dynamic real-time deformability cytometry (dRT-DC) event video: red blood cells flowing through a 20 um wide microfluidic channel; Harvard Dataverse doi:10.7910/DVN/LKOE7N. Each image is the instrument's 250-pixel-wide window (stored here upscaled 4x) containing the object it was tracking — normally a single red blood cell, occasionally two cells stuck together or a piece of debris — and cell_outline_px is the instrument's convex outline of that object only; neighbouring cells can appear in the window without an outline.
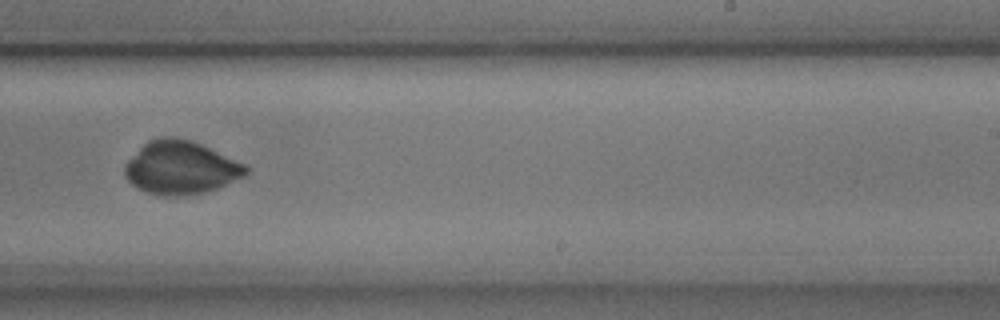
{"species": "common noctule bat (a hibernating species)", "species_latin": "Nyctalus noctula", "temperature_condition": "cold", "stored_images_in_passage": 11, "camera_frame_rate_fps": 3000, "um_per_image_px": 0.085, "animal": {"sex": "male", "body_mass_g": 17.9, "forearm_length_mm": 54.2}, "frame": {"image": 1, "passage_image": 8, "time_ms": 2.333, "image_size_px": [1000, 320], "cell_outline_px": [[248, 172], [244, 176], [216, 188], [204, 192], [176, 196], [168, 196], [148, 192], [132, 184], [124, 176], [124, 164], [148, 140], [160, 136], [172, 136], [192, 140], [244, 164], [248, 168]], "centroid_in_image_um": [15.33, 14.23], "position_along_channel_um": 273.7, "area_um2": 37.11}}
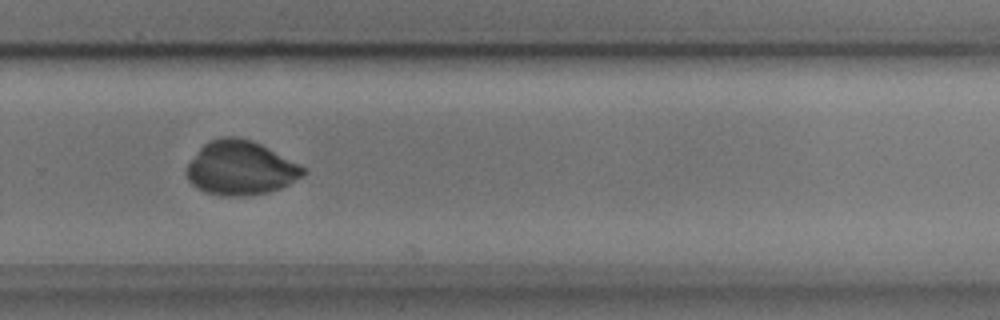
{"frame": {"image": 2, "passage_image": 9, "time_ms": 2.667, "image_size_px": [1000, 320], "cell_outline_px": [[308, 172], [304, 176], [280, 188], [268, 192], [244, 196], [224, 196], [204, 192], [196, 188], [188, 180], [184, 172], [184, 168], [200, 148], [204, 144], [212, 140], [224, 136], [232, 136], [252, 140], [308, 168]], "centroid_in_image_um": [20.44, 14.29], "position_along_channel_um": 309.4, "area_um2": 36.99}}
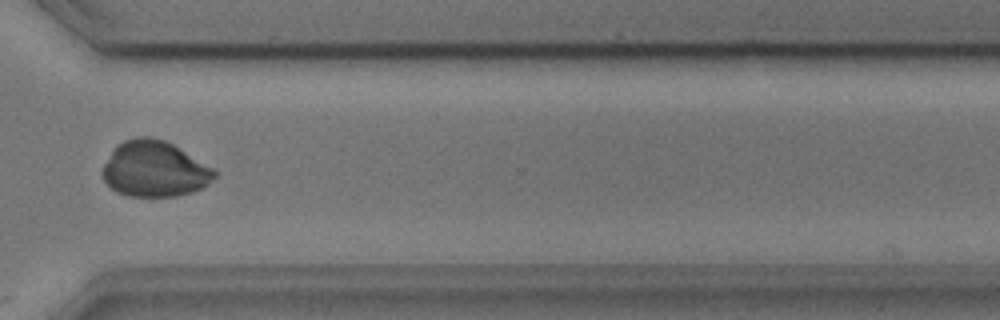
{"frame": {"image": 3, "passage_image": 10, "time_ms": 3.0, "image_size_px": [1000, 320], "cell_outline_px": [[216, 176], [204, 188], [192, 192], [176, 196], [128, 196], [116, 192], [104, 180], [104, 164], [112, 152], [124, 140], [136, 136], [148, 136], [164, 140], [172, 144], [212, 168], [216, 172]], "centroid_in_image_um": [13.15, 14.38], "position_along_channel_um": 357.5, "area_um2": 35.89}}